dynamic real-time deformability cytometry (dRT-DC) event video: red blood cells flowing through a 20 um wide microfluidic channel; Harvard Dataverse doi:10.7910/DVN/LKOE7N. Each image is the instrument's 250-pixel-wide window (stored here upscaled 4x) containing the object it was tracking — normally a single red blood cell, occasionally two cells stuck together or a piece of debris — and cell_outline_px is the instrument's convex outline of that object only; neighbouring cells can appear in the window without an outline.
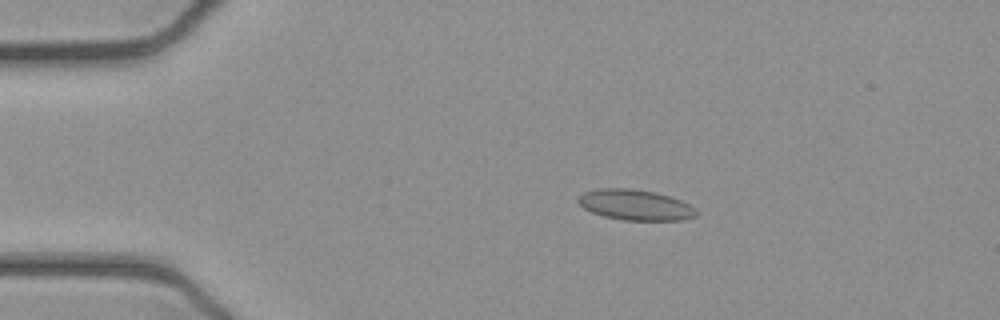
{"species": "common noctule bat (a hibernating species)", "species_latin": "Nyctalus noctula", "temperature_condition": "cold", "stored_images_in_passage": 51, "camera_frame_rate_fps": 3000, "um_per_image_px": 0.085, "animal": {"sex": "female", "body_mass_g": 21.9}, "frame": {"image": 1, "passage_image": 9, "time_ms": 2.667, "image_size_px": [1000, 320], "cell_outline_px": [[696, 216], [680, 220], [624, 220], [604, 216], [592, 212], [584, 208], [576, 200], [584, 192], [600, 188], [632, 188], [656, 192], [680, 200], [696, 208]], "centroid_in_image_um": [53.99, 17.41], "position_along_channel_um": 31.0, "area_um2": 20.92}}
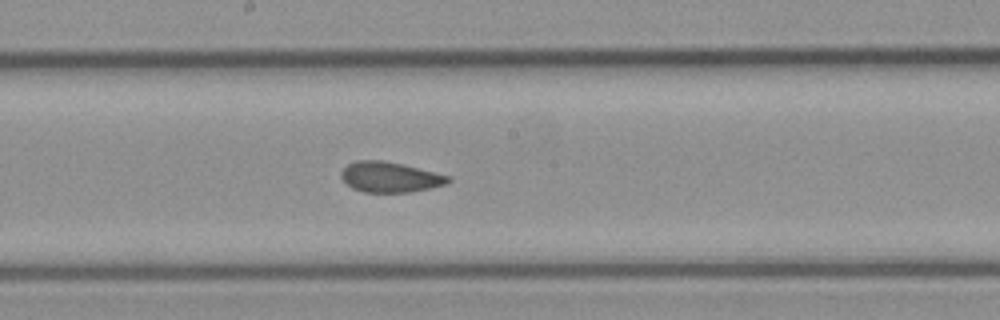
{"frame": {"image": 2, "passage_image": 27, "time_ms": 8.667, "image_size_px": [1000, 320], "cell_outline_px": [[452, 180], [448, 184], [412, 192], [364, 192], [352, 188], [340, 176], [340, 172], [348, 164], [356, 160], [384, 160], [448, 176]], "centroid_in_image_um": [33.12, 15.06], "position_along_channel_um": 215.1, "area_um2": 18.73}}
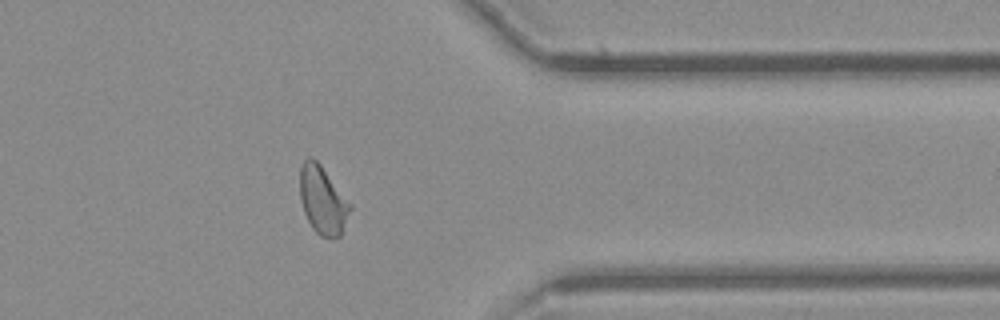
{"frame": {"image": 3, "passage_image": 41, "time_ms": 13.333, "image_size_px": [1000, 320], "cell_outline_px": [[352, 208], [340, 236], [320, 236], [312, 228], [304, 212], [300, 200], [300, 168], [304, 160], [308, 156], [312, 156], [320, 164], [352, 204]], "centroid_in_image_um": [27.43, 16.98], "position_along_channel_um": 384.0, "area_um2": 19.83}, "authors_computed_cell_mechanics": {"area_um2": 19.7098, "velocity_mm_per_s": 3.8941, "shape_relaxation_time_tau1_ms": null, "shape_relaxation_time_tau2_ms": 1.4049, "deformation_change_tau1": null, "deformation_change_tau2": 0.0593}}